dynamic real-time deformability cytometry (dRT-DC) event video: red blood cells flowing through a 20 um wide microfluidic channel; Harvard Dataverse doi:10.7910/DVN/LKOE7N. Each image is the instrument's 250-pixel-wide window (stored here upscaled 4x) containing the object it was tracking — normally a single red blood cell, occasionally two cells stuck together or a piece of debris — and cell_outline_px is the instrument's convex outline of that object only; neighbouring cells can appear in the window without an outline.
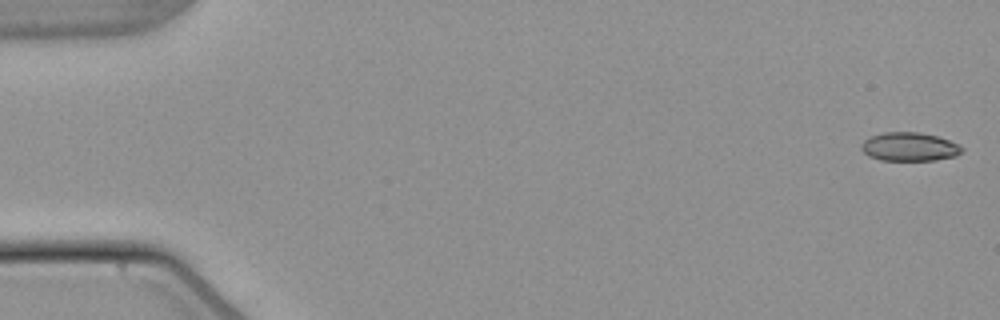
{"species": "common noctule bat (a hibernating species)", "species_latin": "Nyctalus noctula", "temperature_condition": "warm", "stored_images_in_passage": 14, "camera_frame_rate_fps": 3000, "um_per_image_px": 0.085, "animal": {"sex": "male", "body_mass_g": 21.5, "forearm_length_mm": 52.0}, "frame": {"image": 1, "passage_image": 1, "time_ms": 0.0, "image_size_px": [1000, 320], "cell_outline_px": [[964, 148], [956, 156], [936, 160], [880, 160], [868, 156], [860, 148], [860, 144], [864, 140], [872, 136], [884, 132], [920, 132], [936, 136], [948, 140]], "centroid_in_image_um": [77.26, 12.48], "position_along_channel_um": 7.7, "area_um2": 16.7}}
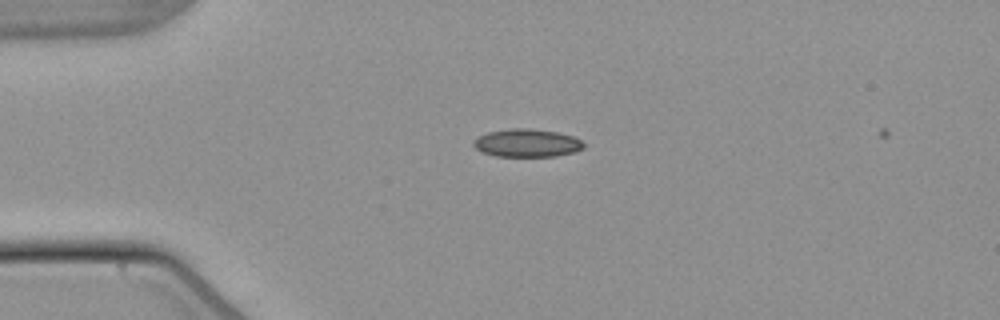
{"frame": {"image": 2, "passage_image": 13, "time_ms": 4.0, "image_size_px": [1000, 320], "cell_outline_px": [[584, 148], [576, 152], [556, 156], [496, 156], [484, 152], [476, 148], [472, 144], [472, 140], [476, 136], [488, 132], [516, 128], [524, 128], [556, 132], [572, 136], [580, 140], [584, 144]], "centroid_in_image_um": [44.78, 12.16], "position_along_channel_um": 40.2, "area_um2": 17.86}}